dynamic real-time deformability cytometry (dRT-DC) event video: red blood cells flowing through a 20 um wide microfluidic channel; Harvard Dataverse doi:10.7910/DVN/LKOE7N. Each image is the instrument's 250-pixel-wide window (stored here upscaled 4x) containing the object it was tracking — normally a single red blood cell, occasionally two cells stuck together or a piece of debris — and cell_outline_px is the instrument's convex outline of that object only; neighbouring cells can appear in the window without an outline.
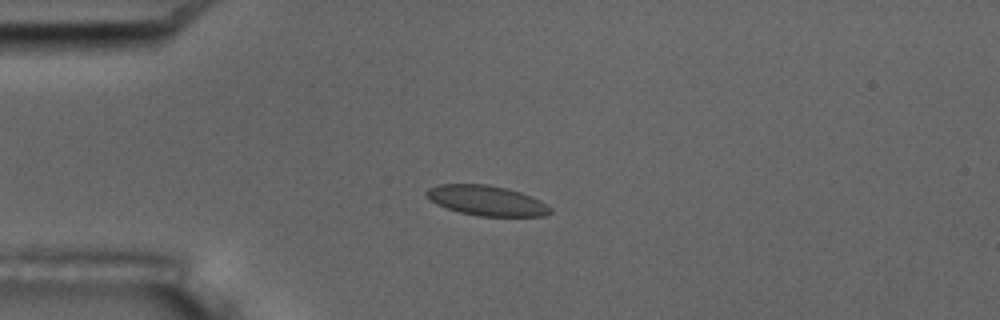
{"species": "common noctule bat (a hibernating species)", "species_latin": "Nyctalus noctula", "temperature_condition": "room temperature", "stored_images_in_passage": 6, "camera_frame_rate_fps": 3000, "um_per_image_px": 0.085, "animal": {"sex": "male", "body_mass_g": 17.5, "forearm_length_mm": 52.3}, "frame": {"image": 1, "passage_image": 4, "time_ms": 4.333, "image_size_px": [1000, 320], "cell_outline_px": [[552, 212], [544, 216], [476, 216], [460, 212], [436, 204], [424, 192], [428, 188], [436, 184], [488, 184], [508, 188], [520, 192], [540, 200], [552, 208]], "centroid_in_image_um": [41.37, 17.04], "position_along_channel_um": 43.6, "area_um2": 21.73}}